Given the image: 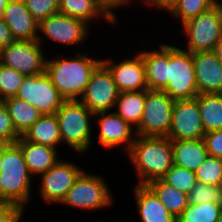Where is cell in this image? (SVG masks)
<instances>
[{"label": "cell", "instance_id": "cell-11", "mask_svg": "<svg viewBox=\"0 0 222 222\" xmlns=\"http://www.w3.org/2000/svg\"><path fill=\"white\" fill-rule=\"evenodd\" d=\"M119 91L109 69L101 62L92 72L81 98L79 99L93 114L112 111Z\"/></svg>", "mask_w": 222, "mask_h": 222}, {"label": "cell", "instance_id": "cell-15", "mask_svg": "<svg viewBox=\"0 0 222 222\" xmlns=\"http://www.w3.org/2000/svg\"><path fill=\"white\" fill-rule=\"evenodd\" d=\"M94 117L99 127L98 143L105 149L122 147L127 154L136 139V129L114 111L95 113Z\"/></svg>", "mask_w": 222, "mask_h": 222}, {"label": "cell", "instance_id": "cell-41", "mask_svg": "<svg viewBox=\"0 0 222 222\" xmlns=\"http://www.w3.org/2000/svg\"><path fill=\"white\" fill-rule=\"evenodd\" d=\"M143 1L142 4L145 5H151V6H156L159 9L162 10H168L169 7L176 1V0H141Z\"/></svg>", "mask_w": 222, "mask_h": 222}, {"label": "cell", "instance_id": "cell-10", "mask_svg": "<svg viewBox=\"0 0 222 222\" xmlns=\"http://www.w3.org/2000/svg\"><path fill=\"white\" fill-rule=\"evenodd\" d=\"M15 97L28 102L42 115L55 114L66 101L46 72L25 76Z\"/></svg>", "mask_w": 222, "mask_h": 222}, {"label": "cell", "instance_id": "cell-22", "mask_svg": "<svg viewBox=\"0 0 222 222\" xmlns=\"http://www.w3.org/2000/svg\"><path fill=\"white\" fill-rule=\"evenodd\" d=\"M174 165L195 172L209 155L203 138L172 140Z\"/></svg>", "mask_w": 222, "mask_h": 222}, {"label": "cell", "instance_id": "cell-2", "mask_svg": "<svg viewBox=\"0 0 222 222\" xmlns=\"http://www.w3.org/2000/svg\"><path fill=\"white\" fill-rule=\"evenodd\" d=\"M88 54L78 52L74 57L47 58L45 72L66 101L81 98L92 72L102 62Z\"/></svg>", "mask_w": 222, "mask_h": 222}, {"label": "cell", "instance_id": "cell-44", "mask_svg": "<svg viewBox=\"0 0 222 222\" xmlns=\"http://www.w3.org/2000/svg\"><path fill=\"white\" fill-rule=\"evenodd\" d=\"M217 222H222V210L220 212V215H219V218H218Z\"/></svg>", "mask_w": 222, "mask_h": 222}, {"label": "cell", "instance_id": "cell-16", "mask_svg": "<svg viewBox=\"0 0 222 222\" xmlns=\"http://www.w3.org/2000/svg\"><path fill=\"white\" fill-rule=\"evenodd\" d=\"M111 72L119 93L148 90L145 65L141 52L119 63L113 59H101Z\"/></svg>", "mask_w": 222, "mask_h": 222}, {"label": "cell", "instance_id": "cell-35", "mask_svg": "<svg viewBox=\"0 0 222 222\" xmlns=\"http://www.w3.org/2000/svg\"><path fill=\"white\" fill-rule=\"evenodd\" d=\"M33 18L39 23L59 12V0H23Z\"/></svg>", "mask_w": 222, "mask_h": 222}, {"label": "cell", "instance_id": "cell-36", "mask_svg": "<svg viewBox=\"0 0 222 222\" xmlns=\"http://www.w3.org/2000/svg\"><path fill=\"white\" fill-rule=\"evenodd\" d=\"M21 136L17 133L8 109L3 101H0V143L13 144Z\"/></svg>", "mask_w": 222, "mask_h": 222}, {"label": "cell", "instance_id": "cell-20", "mask_svg": "<svg viewBox=\"0 0 222 222\" xmlns=\"http://www.w3.org/2000/svg\"><path fill=\"white\" fill-rule=\"evenodd\" d=\"M16 144L21 148L25 163L33 176L46 173L60 160L57 157L58 149L26 141L22 136Z\"/></svg>", "mask_w": 222, "mask_h": 222}, {"label": "cell", "instance_id": "cell-8", "mask_svg": "<svg viewBox=\"0 0 222 222\" xmlns=\"http://www.w3.org/2000/svg\"><path fill=\"white\" fill-rule=\"evenodd\" d=\"M175 100L163 90H146L142 119L136 134L138 136L167 137Z\"/></svg>", "mask_w": 222, "mask_h": 222}, {"label": "cell", "instance_id": "cell-33", "mask_svg": "<svg viewBox=\"0 0 222 222\" xmlns=\"http://www.w3.org/2000/svg\"><path fill=\"white\" fill-rule=\"evenodd\" d=\"M188 201L194 205L204 203L222 204V185L214 186L197 181L188 193Z\"/></svg>", "mask_w": 222, "mask_h": 222}, {"label": "cell", "instance_id": "cell-27", "mask_svg": "<svg viewBox=\"0 0 222 222\" xmlns=\"http://www.w3.org/2000/svg\"><path fill=\"white\" fill-rule=\"evenodd\" d=\"M147 186L176 218L180 216L189 204L187 193L178 191L175 187L164 183L161 179L152 180Z\"/></svg>", "mask_w": 222, "mask_h": 222}, {"label": "cell", "instance_id": "cell-13", "mask_svg": "<svg viewBox=\"0 0 222 222\" xmlns=\"http://www.w3.org/2000/svg\"><path fill=\"white\" fill-rule=\"evenodd\" d=\"M83 171L77 164L60 159L46 173L39 176L41 199L49 204H61Z\"/></svg>", "mask_w": 222, "mask_h": 222}, {"label": "cell", "instance_id": "cell-37", "mask_svg": "<svg viewBox=\"0 0 222 222\" xmlns=\"http://www.w3.org/2000/svg\"><path fill=\"white\" fill-rule=\"evenodd\" d=\"M203 140L208 154L222 159V130L205 133Z\"/></svg>", "mask_w": 222, "mask_h": 222}, {"label": "cell", "instance_id": "cell-31", "mask_svg": "<svg viewBox=\"0 0 222 222\" xmlns=\"http://www.w3.org/2000/svg\"><path fill=\"white\" fill-rule=\"evenodd\" d=\"M160 179L164 183L175 187L178 191L187 194L197 182L195 172L177 165H173Z\"/></svg>", "mask_w": 222, "mask_h": 222}, {"label": "cell", "instance_id": "cell-39", "mask_svg": "<svg viewBox=\"0 0 222 222\" xmlns=\"http://www.w3.org/2000/svg\"><path fill=\"white\" fill-rule=\"evenodd\" d=\"M16 40L7 24L4 21H0V49L10 46Z\"/></svg>", "mask_w": 222, "mask_h": 222}, {"label": "cell", "instance_id": "cell-40", "mask_svg": "<svg viewBox=\"0 0 222 222\" xmlns=\"http://www.w3.org/2000/svg\"><path fill=\"white\" fill-rule=\"evenodd\" d=\"M104 8L105 10L113 16L116 20V13L113 12L112 9L119 8L120 6L123 7V5H128L129 3L132 4V0H97Z\"/></svg>", "mask_w": 222, "mask_h": 222}, {"label": "cell", "instance_id": "cell-17", "mask_svg": "<svg viewBox=\"0 0 222 222\" xmlns=\"http://www.w3.org/2000/svg\"><path fill=\"white\" fill-rule=\"evenodd\" d=\"M198 94L222 93V65L213 51L192 53Z\"/></svg>", "mask_w": 222, "mask_h": 222}, {"label": "cell", "instance_id": "cell-43", "mask_svg": "<svg viewBox=\"0 0 222 222\" xmlns=\"http://www.w3.org/2000/svg\"><path fill=\"white\" fill-rule=\"evenodd\" d=\"M10 0H0V21H4V11Z\"/></svg>", "mask_w": 222, "mask_h": 222}, {"label": "cell", "instance_id": "cell-42", "mask_svg": "<svg viewBox=\"0 0 222 222\" xmlns=\"http://www.w3.org/2000/svg\"><path fill=\"white\" fill-rule=\"evenodd\" d=\"M213 52L222 65V38L216 43Z\"/></svg>", "mask_w": 222, "mask_h": 222}, {"label": "cell", "instance_id": "cell-7", "mask_svg": "<svg viewBox=\"0 0 222 222\" xmlns=\"http://www.w3.org/2000/svg\"><path fill=\"white\" fill-rule=\"evenodd\" d=\"M102 175L83 171L61 202L81 210H99L113 205V196Z\"/></svg>", "mask_w": 222, "mask_h": 222}, {"label": "cell", "instance_id": "cell-1", "mask_svg": "<svg viewBox=\"0 0 222 222\" xmlns=\"http://www.w3.org/2000/svg\"><path fill=\"white\" fill-rule=\"evenodd\" d=\"M127 155L140 180L137 185L160 179L174 165L172 140L168 137L137 135Z\"/></svg>", "mask_w": 222, "mask_h": 222}, {"label": "cell", "instance_id": "cell-3", "mask_svg": "<svg viewBox=\"0 0 222 222\" xmlns=\"http://www.w3.org/2000/svg\"><path fill=\"white\" fill-rule=\"evenodd\" d=\"M32 175L25 163L21 148L16 144L1 143L0 202L22 207L31 197Z\"/></svg>", "mask_w": 222, "mask_h": 222}, {"label": "cell", "instance_id": "cell-19", "mask_svg": "<svg viewBox=\"0 0 222 222\" xmlns=\"http://www.w3.org/2000/svg\"><path fill=\"white\" fill-rule=\"evenodd\" d=\"M133 191L141 222H177L147 185L136 184Z\"/></svg>", "mask_w": 222, "mask_h": 222}, {"label": "cell", "instance_id": "cell-24", "mask_svg": "<svg viewBox=\"0 0 222 222\" xmlns=\"http://www.w3.org/2000/svg\"><path fill=\"white\" fill-rule=\"evenodd\" d=\"M22 137L26 141L57 149L62 141L56 114L41 115Z\"/></svg>", "mask_w": 222, "mask_h": 222}, {"label": "cell", "instance_id": "cell-34", "mask_svg": "<svg viewBox=\"0 0 222 222\" xmlns=\"http://www.w3.org/2000/svg\"><path fill=\"white\" fill-rule=\"evenodd\" d=\"M25 75L0 63V101L15 97Z\"/></svg>", "mask_w": 222, "mask_h": 222}, {"label": "cell", "instance_id": "cell-28", "mask_svg": "<svg viewBox=\"0 0 222 222\" xmlns=\"http://www.w3.org/2000/svg\"><path fill=\"white\" fill-rule=\"evenodd\" d=\"M3 102L8 109L14 128L20 136L42 115L39 110L18 97H11Z\"/></svg>", "mask_w": 222, "mask_h": 222}, {"label": "cell", "instance_id": "cell-21", "mask_svg": "<svg viewBox=\"0 0 222 222\" xmlns=\"http://www.w3.org/2000/svg\"><path fill=\"white\" fill-rule=\"evenodd\" d=\"M146 74V83L150 90H163L168 78V45L161 43L158 50L141 51Z\"/></svg>", "mask_w": 222, "mask_h": 222}, {"label": "cell", "instance_id": "cell-30", "mask_svg": "<svg viewBox=\"0 0 222 222\" xmlns=\"http://www.w3.org/2000/svg\"><path fill=\"white\" fill-rule=\"evenodd\" d=\"M222 204L204 203L194 205L189 203L177 218V222H217Z\"/></svg>", "mask_w": 222, "mask_h": 222}, {"label": "cell", "instance_id": "cell-14", "mask_svg": "<svg viewBox=\"0 0 222 222\" xmlns=\"http://www.w3.org/2000/svg\"><path fill=\"white\" fill-rule=\"evenodd\" d=\"M204 134L198 101L195 98L175 100L167 137L171 140H187L203 138Z\"/></svg>", "mask_w": 222, "mask_h": 222}, {"label": "cell", "instance_id": "cell-6", "mask_svg": "<svg viewBox=\"0 0 222 222\" xmlns=\"http://www.w3.org/2000/svg\"><path fill=\"white\" fill-rule=\"evenodd\" d=\"M168 78L163 91L172 99H194L198 95L191 52L168 45Z\"/></svg>", "mask_w": 222, "mask_h": 222}, {"label": "cell", "instance_id": "cell-23", "mask_svg": "<svg viewBox=\"0 0 222 222\" xmlns=\"http://www.w3.org/2000/svg\"><path fill=\"white\" fill-rule=\"evenodd\" d=\"M59 12L88 24L97 17L98 19L102 17L112 25L117 23V20L97 0H59Z\"/></svg>", "mask_w": 222, "mask_h": 222}, {"label": "cell", "instance_id": "cell-12", "mask_svg": "<svg viewBox=\"0 0 222 222\" xmlns=\"http://www.w3.org/2000/svg\"><path fill=\"white\" fill-rule=\"evenodd\" d=\"M89 24L77 18L70 17L60 12L55 13L38 23L37 41L43 44L41 37L61 44L77 46L83 44L90 28ZM43 36H40V35Z\"/></svg>", "mask_w": 222, "mask_h": 222}, {"label": "cell", "instance_id": "cell-4", "mask_svg": "<svg viewBox=\"0 0 222 222\" xmlns=\"http://www.w3.org/2000/svg\"><path fill=\"white\" fill-rule=\"evenodd\" d=\"M55 114L62 143L79 154L86 153L92 143L90 120L94 114L79 100L65 101Z\"/></svg>", "mask_w": 222, "mask_h": 222}, {"label": "cell", "instance_id": "cell-25", "mask_svg": "<svg viewBox=\"0 0 222 222\" xmlns=\"http://www.w3.org/2000/svg\"><path fill=\"white\" fill-rule=\"evenodd\" d=\"M195 99L205 133L222 130V93L198 94Z\"/></svg>", "mask_w": 222, "mask_h": 222}, {"label": "cell", "instance_id": "cell-9", "mask_svg": "<svg viewBox=\"0 0 222 222\" xmlns=\"http://www.w3.org/2000/svg\"><path fill=\"white\" fill-rule=\"evenodd\" d=\"M42 47L37 40H16L0 49V63L25 76L43 74L47 58Z\"/></svg>", "mask_w": 222, "mask_h": 222}, {"label": "cell", "instance_id": "cell-18", "mask_svg": "<svg viewBox=\"0 0 222 222\" xmlns=\"http://www.w3.org/2000/svg\"><path fill=\"white\" fill-rule=\"evenodd\" d=\"M4 22L17 40H37L38 22L23 0H10L4 11Z\"/></svg>", "mask_w": 222, "mask_h": 222}, {"label": "cell", "instance_id": "cell-38", "mask_svg": "<svg viewBox=\"0 0 222 222\" xmlns=\"http://www.w3.org/2000/svg\"><path fill=\"white\" fill-rule=\"evenodd\" d=\"M24 212L18 205L0 202V222H19Z\"/></svg>", "mask_w": 222, "mask_h": 222}, {"label": "cell", "instance_id": "cell-5", "mask_svg": "<svg viewBox=\"0 0 222 222\" xmlns=\"http://www.w3.org/2000/svg\"><path fill=\"white\" fill-rule=\"evenodd\" d=\"M187 40L185 51H213L222 38V1L182 24Z\"/></svg>", "mask_w": 222, "mask_h": 222}, {"label": "cell", "instance_id": "cell-26", "mask_svg": "<svg viewBox=\"0 0 222 222\" xmlns=\"http://www.w3.org/2000/svg\"><path fill=\"white\" fill-rule=\"evenodd\" d=\"M145 99L146 90L119 93L115 105L118 111L115 113L137 129L142 119Z\"/></svg>", "mask_w": 222, "mask_h": 222}, {"label": "cell", "instance_id": "cell-32", "mask_svg": "<svg viewBox=\"0 0 222 222\" xmlns=\"http://www.w3.org/2000/svg\"><path fill=\"white\" fill-rule=\"evenodd\" d=\"M197 181L220 186L222 185V159L208 155L195 171Z\"/></svg>", "mask_w": 222, "mask_h": 222}, {"label": "cell", "instance_id": "cell-29", "mask_svg": "<svg viewBox=\"0 0 222 222\" xmlns=\"http://www.w3.org/2000/svg\"><path fill=\"white\" fill-rule=\"evenodd\" d=\"M218 3L219 0H176L167 12L184 24Z\"/></svg>", "mask_w": 222, "mask_h": 222}]
</instances>
